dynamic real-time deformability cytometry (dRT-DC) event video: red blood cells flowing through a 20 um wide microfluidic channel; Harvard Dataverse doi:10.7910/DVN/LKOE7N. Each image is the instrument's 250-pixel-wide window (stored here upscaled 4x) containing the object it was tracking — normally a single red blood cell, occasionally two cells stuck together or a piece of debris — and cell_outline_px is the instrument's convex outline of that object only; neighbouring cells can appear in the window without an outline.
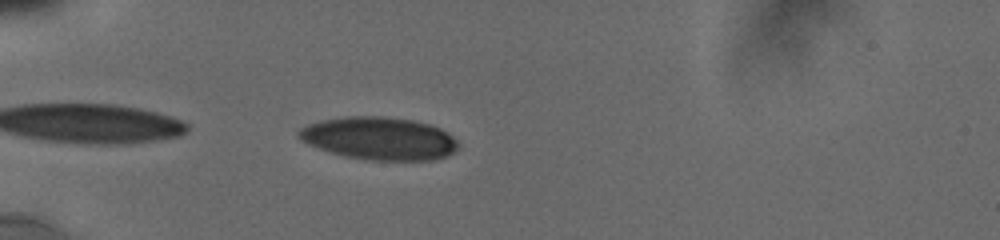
{"species": "human", "species_latin": "Homo sapiens", "temperature_condition": "cold", "stored_images_in_passage": 16, "camera_frame_rate_fps": 3000, "um_per_image_px": 0.085, "donor": {"sex": "male"}, "frame": {"image": 1, "passage_image": 2, "time_ms": 0.333, "image_size_px": [1000, 240], "cell_outline_px": [[460, 144], [452, 152], [444, 156], [432, 160], [368, 160], [344, 156], [308, 144], [300, 140], [296, 136], [296, 132], [300, 128], [308, 124], [320, 120], [344, 116], [384, 116], [412, 120], [428, 124], [440, 128], [448, 132]], "centroid_in_image_um": [32.19, 11.75], "position_along_channel_um": 52.8, "area_um2": 39.77}}
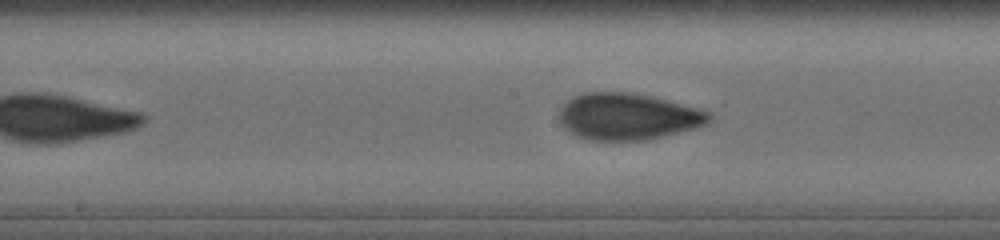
{"frame": {"image": 2, "passage_image": 12, "time_ms": 4.667, "image_size_px": [1000, 240], "cell_outline_px": [[712, 120], [708, 124], [700, 128], [648, 140], [588, 140], [576, 136], [564, 128], [560, 124], [560, 108], [568, 100], [584, 92], [628, 92], [652, 96], [700, 108], [712, 112]], "centroid_in_image_um": [53.44, 9.91], "position_along_channel_um": 194.8, "area_um2": 41.33}}
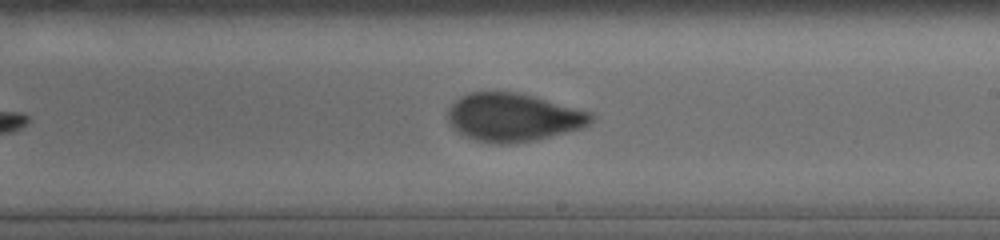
{"frame": {"image": 3, "passage_image": 15, "time_ms": 6.0, "image_size_px": [1000, 240], "cell_outline_px": [[592, 120], [588, 124], [580, 128], [536, 140], [516, 144], [496, 144], [476, 140], [464, 136], [456, 132], [448, 124], [448, 112], [452, 104], [460, 96], [472, 92], [516, 92], [532, 96], [592, 112]], "centroid_in_image_um": [43.57, 9.99], "position_along_channel_um": 245.4, "area_um2": 40.11}}